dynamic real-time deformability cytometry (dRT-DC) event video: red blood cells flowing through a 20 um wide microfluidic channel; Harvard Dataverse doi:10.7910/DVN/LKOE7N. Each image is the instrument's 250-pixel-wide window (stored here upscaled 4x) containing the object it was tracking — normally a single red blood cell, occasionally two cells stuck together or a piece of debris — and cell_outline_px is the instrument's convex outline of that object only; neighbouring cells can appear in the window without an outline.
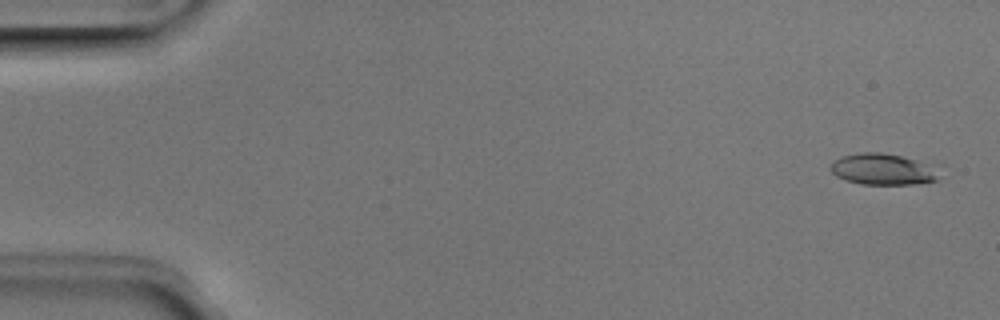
{"species": "Egyptian fruit bat (a non-hibernating species)", "species_latin": "Rousettus aegyptiacus", "temperature_condition": "room temperature", "stored_images_in_passage": 51, "camera_frame_rate_fps": 3000, "um_per_image_px": 0.085, "animal": {"sex": "male"}, "frame": {"image": 1, "passage_image": 2, "time_ms": 0.333, "image_size_px": [1000, 320], "cell_outline_px": [[936, 180], [912, 184], [860, 184], [844, 180], [836, 176], [828, 168], [832, 160], [844, 156], [860, 152], [880, 152], [900, 156], [916, 160], [924, 164], [936, 176]], "centroid_in_image_um": [74.84, 14.39], "position_along_channel_um": 10.2, "area_um2": 19.13}}
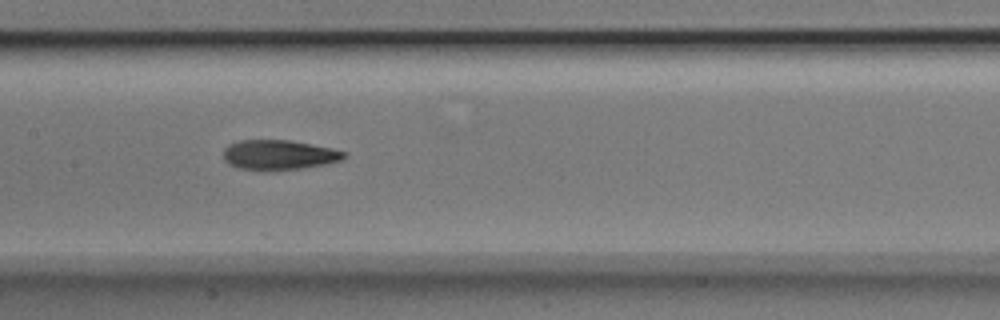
{"frame": {"image": 2, "passage_image": 25, "time_ms": 8.0, "image_size_px": [1000, 320], "cell_outline_px": [[348, 156], [340, 160], [328, 164], [304, 168], [264, 172], [240, 168], [228, 164], [224, 160], [224, 148], [228, 144], [240, 140], [292, 140], [332, 148], [348, 152]], "centroid_in_image_um": [23.73, 13.18], "position_along_channel_um": 183.7, "area_um2": 21.56}}
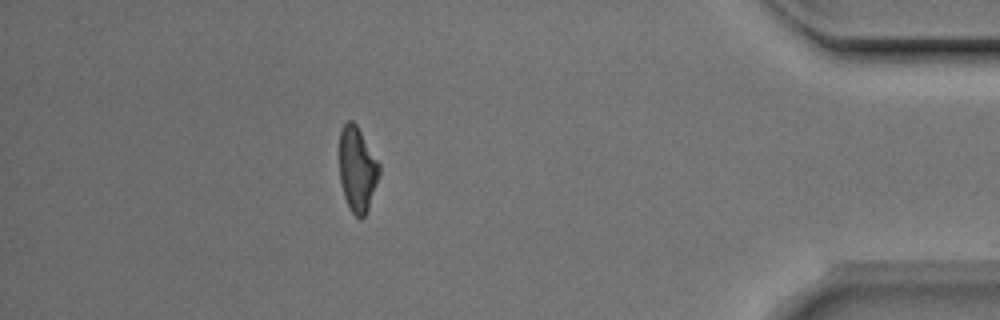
{"frame": {"image": 3, "passage_image": 45, "time_ms": 14.667, "image_size_px": [1000, 320], "cell_outline_px": [[380, 172], [368, 208], [364, 216], [356, 216], [352, 212], [344, 196], [340, 180], [340, 132], [344, 124], [348, 120], [352, 120], [356, 124], [380, 164]], "centroid_in_image_um": [30.37, 14.35], "position_along_channel_um": 404.8, "area_um2": 19.31}, "authors_computed_cell_mechanics": {"area_um2": 20.519, "velocity_mm_per_s": 4.005, "shape_relaxation_time_tau1_ms": 6.0448, "shape_relaxation_time_tau2_ms": 2.979, "deformation_change_tau1": 0.1853, "deformation_change_tau2": 0.1192}}